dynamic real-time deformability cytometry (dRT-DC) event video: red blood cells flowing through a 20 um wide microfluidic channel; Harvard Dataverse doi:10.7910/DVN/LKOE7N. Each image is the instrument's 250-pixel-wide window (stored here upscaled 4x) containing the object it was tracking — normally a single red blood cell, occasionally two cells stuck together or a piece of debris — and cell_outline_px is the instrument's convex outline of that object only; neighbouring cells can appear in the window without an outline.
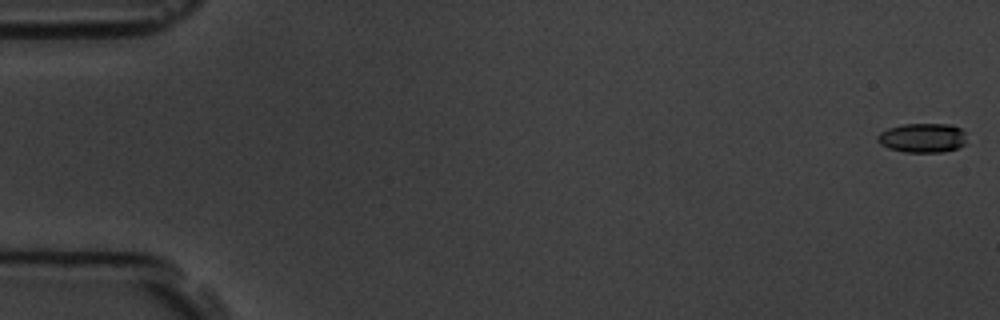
{"species": "common noctule bat (a hibernating species)", "species_latin": "Nyctalus noctula", "temperature_condition": "room temperature", "stored_images_in_passage": 7, "camera_frame_rate_fps": 3000, "um_per_image_px": 0.085, "animal": {"sex": "male", "body_mass_g": 19.5, "forearm_length_mm": 54.6}, "frame": {"image": 1, "passage_image": 1, "time_ms": 0.0, "image_size_px": [1000, 320], "cell_outline_px": [[964, 144], [956, 148], [944, 152], [904, 152], [888, 148], [880, 144], [876, 140], [876, 136], [880, 132], [888, 128], [904, 124], [952, 124], [960, 128], [964, 132]], "centroid_in_image_um": [78.37, 11.72], "position_along_channel_um": 6.6, "area_um2": 15.26}}
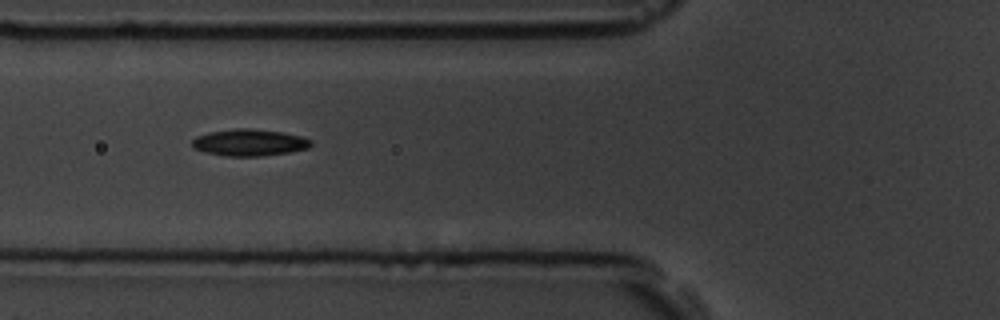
{"frame": {"image": 2, "passage_image": 6, "time_ms": 6.667, "image_size_px": [1000, 320], "cell_outline_px": [[312, 144], [308, 148], [288, 152], [260, 156], [224, 156], [204, 152], [192, 148], [192, 140], [196, 136], [208, 132], [236, 128], [248, 128], [280, 132], [300, 136], [312, 140]], "centroid_in_image_um": [21.14, 12.12], "position_along_channel_um": 104.7, "area_um2": 18.5}}
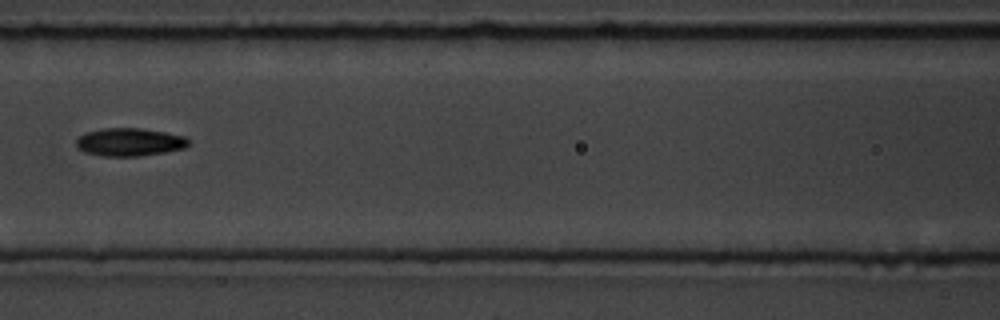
{"frame": {"image": 3, "passage_image": 7, "time_ms": 8.0, "image_size_px": [1000, 320], "cell_outline_px": [[188, 144], [184, 148], [164, 152], [140, 156], [104, 156], [84, 152], [76, 148], [76, 140], [84, 132], [104, 128], [140, 128], [164, 132], [184, 136], [188, 140]], "centroid_in_image_um": [10.96, 12.07], "position_along_channel_um": 155.6, "area_um2": 18.26}}